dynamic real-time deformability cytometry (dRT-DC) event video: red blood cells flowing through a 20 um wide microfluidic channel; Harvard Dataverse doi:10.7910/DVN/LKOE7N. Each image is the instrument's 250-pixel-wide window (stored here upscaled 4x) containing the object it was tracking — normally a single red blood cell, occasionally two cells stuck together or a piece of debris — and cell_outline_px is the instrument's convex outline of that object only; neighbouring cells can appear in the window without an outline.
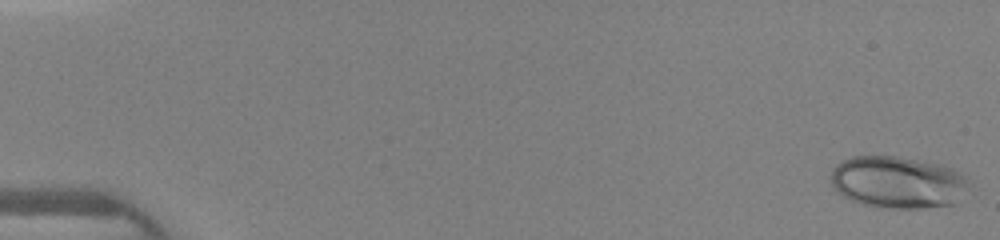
{"species": "human", "species_latin": "Homo sapiens", "temperature_condition": "warm", "stored_images_in_passage": 38, "camera_frame_rate_fps": 3000, "um_per_image_px": 0.085, "donor": {"sex": "female"}, "frame": {"image": 1, "passage_image": 1, "time_ms": 0.0, "image_size_px": [1000, 240], "cell_outline_px": [[972, 184], [956, 204], [924, 208], [876, 208], [852, 200], [844, 196], [832, 184], [832, 168], [836, 164], [852, 156], [896, 156], [944, 164], [968, 176]], "centroid_in_image_um": [76.4, 15.49], "position_along_channel_um": 8.6, "area_um2": 42.43}}
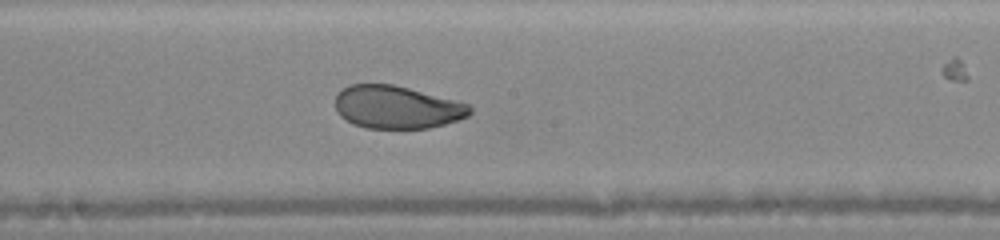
{"frame": {"image": 2, "passage_image": 26, "time_ms": 8.333, "image_size_px": [1000, 240], "cell_outline_px": [[472, 112], [468, 116], [444, 124], [428, 128], [368, 128], [352, 124], [340, 116], [336, 112], [336, 92], [348, 84], [392, 84], [456, 100], [468, 104], [472, 108]], "centroid_in_image_um": [33.69, 9.1], "position_along_channel_um": 214.5, "area_um2": 33.64}}
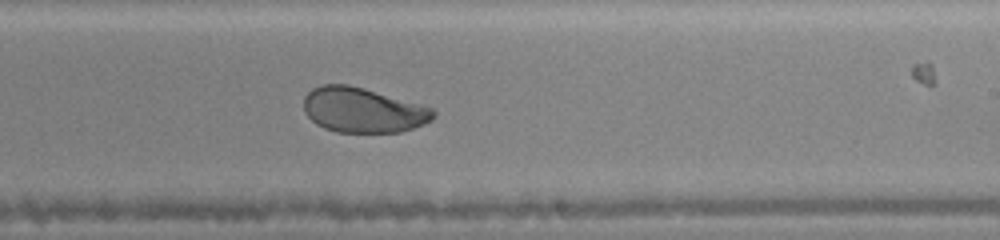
{"frame": {"image": 3, "passage_image": 29, "time_ms": 9.333, "image_size_px": [1000, 240], "cell_outline_px": [[436, 116], [432, 120], [412, 128], [400, 132], [336, 132], [324, 128], [316, 124], [304, 112], [304, 96], [312, 88], [320, 84], [348, 84], [364, 88], [432, 108], [436, 112]], "centroid_in_image_um": [30.81, 9.35], "position_along_channel_um": 258.2, "area_um2": 33.87}}